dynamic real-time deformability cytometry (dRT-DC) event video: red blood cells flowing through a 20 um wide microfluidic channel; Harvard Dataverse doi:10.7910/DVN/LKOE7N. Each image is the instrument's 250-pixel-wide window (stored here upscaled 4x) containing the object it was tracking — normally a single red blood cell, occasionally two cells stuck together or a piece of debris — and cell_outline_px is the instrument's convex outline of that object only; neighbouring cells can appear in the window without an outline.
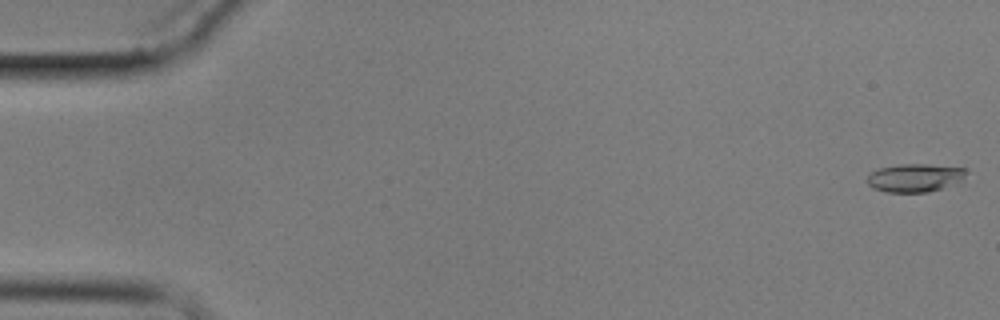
{"species": "common noctule bat (a hibernating species)", "species_latin": "Nyctalus noctula", "temperature_condition": "cold", "stored_images_in_passage": 8, "camera_frame_rate_fps": 3000, "um_per_image_px": 0.085, "animal": {"sex": "male", "body_mass_g": 17.9}, "frame": {"image": 1, "passage_image": 1, "time_ms": 0.0, "image_size_px": [1000, 320], "cell_outline_px": [[964, 180], [928, 192], [888, 192], [872, 188], [868, 184], [868, 176], [872, 172], [880, 168], [900, 164], [928, 164], [964, 168]], "centroid_in_image_um": [77.74, 15.11], "position_along_channel_um": 7.3, "area_um2": 16.01}}
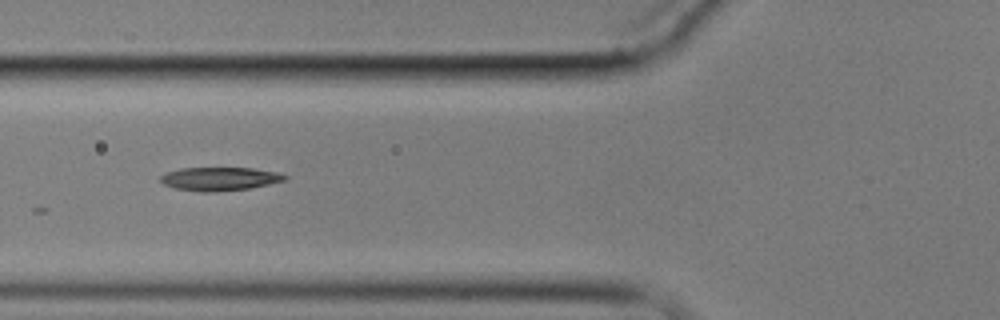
{"frame": {"image": 2, "passage_image": 7, "time_ms": 7.0, "image_size_px": [1000, 320], "cell_outline_px": [[288, 180], [248, 188], [212, 192], [200, 192], [176, 188], [164, 184], [160, 180], [160, 176], [168, 172], [180, 168], [252, 168], [276, 172], [288, 176]], "centroid_in_image_um": [18.68, 15.2], "position_along_channel_um": 107.1, "area_um2": 16.82}}
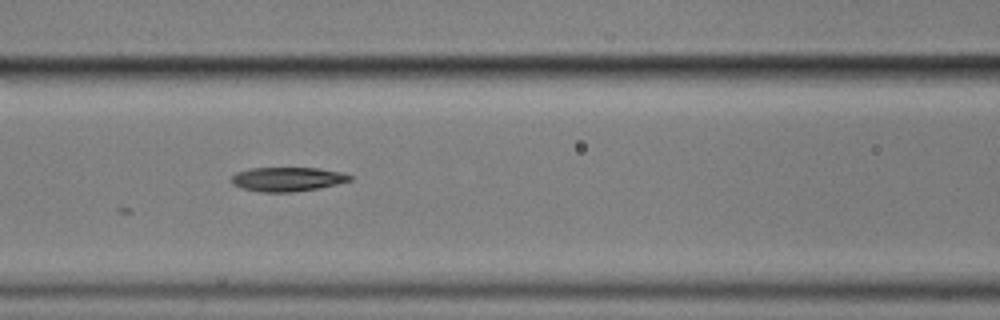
{"frame": {"image": 3, "passage_image": 8, "time_ms": 8.0, "image_size_px": [1000, 320], "cell_outline_px": [[352, 180], [336, 184], [316, 188], [292, 192], [260, 192], [244, 188], [232, 184], [232, 176], [236, 172], [252, 168], [320, 168], [340, 172], [352, 176]], "centroid_in_image_um": [24.42, 15.22], "position_along_channel_um": 142.2, "area_um2": 16.47}}